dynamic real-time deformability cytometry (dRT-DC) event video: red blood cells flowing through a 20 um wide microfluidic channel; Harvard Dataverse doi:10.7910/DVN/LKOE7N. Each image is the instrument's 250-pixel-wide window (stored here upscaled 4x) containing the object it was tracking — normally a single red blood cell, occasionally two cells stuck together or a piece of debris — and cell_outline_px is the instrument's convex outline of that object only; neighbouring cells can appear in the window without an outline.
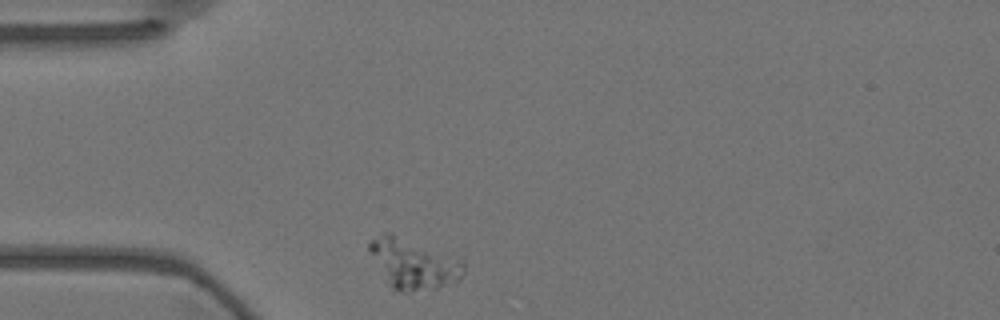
{"species": "Egyptian fruit bat (a non-hibernating species)", "species_latin": "Rousettus aegyptiacus", "temperature_condition": "warm", "stored_images_in_passage": 18, "camera_frame_rate_fps": 3000, "um_per_image_px": 0.085, "animal": {"sex": "female"}, "frame": {"image": 1, "passage_image": 1, "time_ms": 0.0, "image_size_px": [1000, 320], "cell_outline_px": [[464, 276], [460, 280], [452, 284], [436, 288], [400, 292], [392, 288], [368, 248], [368, 244], [380, 232], [392, 232], [448, 252], [464, 260]], "centroid_in_image_um": [35.23, 22.37], "position_along_channel_um": 49.8, "area_um2": 27.8}}
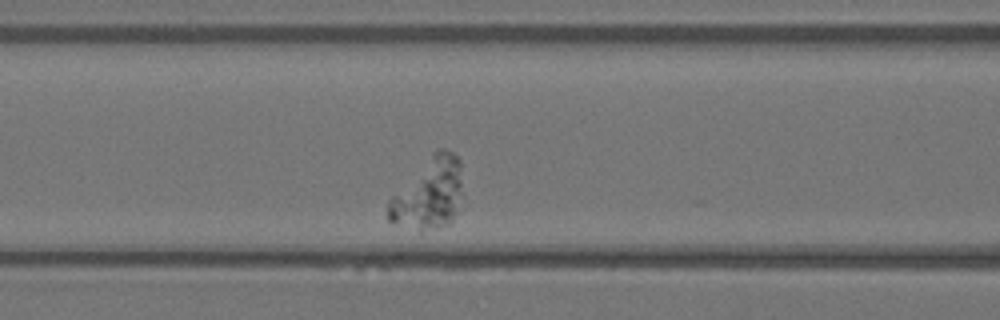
{"frame": {"image": 2, "passage_image": 10, "time_ms": 3.0, "image_size_px": [1000, 320], "cell_outline_px": [[460, 184], [452, 220], [448, 224], [420, 232], [388, 220], [388, 200], [432, 152], [436, 148], [444, 148], [452, 152], [460, 160]], "centroid_in_image_um": [36.38, 16.45], "position_along_channel_um": 130.2, "area_um2": 29.94}}
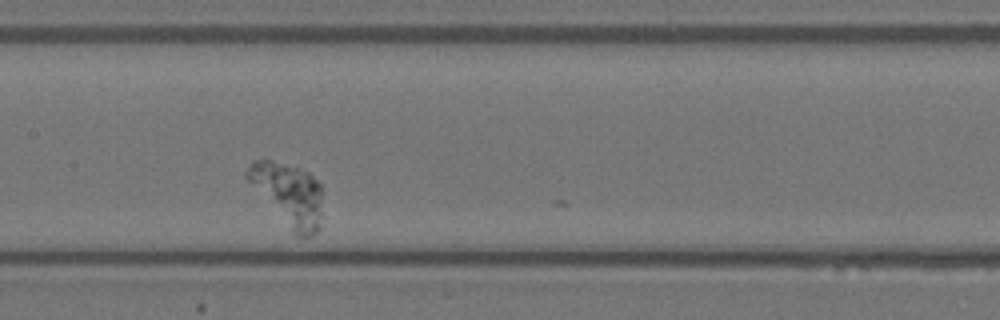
{"frame": {"image": 3, "passage_image": 15, "time_ms": 4.667, "image_size_px": [1000, 320], "cell_outline_px": [[320, 228], [312, 236], [296, 236], [292, 232], [244, 176], [244, 172], [252, 160], [268, 160], [284, 164], [308, 172], [320, 184]], "centroid_in_image_um": [24.49, 16.52], "position_along_channel_um": 182.9, "area_um2": 26.82}}